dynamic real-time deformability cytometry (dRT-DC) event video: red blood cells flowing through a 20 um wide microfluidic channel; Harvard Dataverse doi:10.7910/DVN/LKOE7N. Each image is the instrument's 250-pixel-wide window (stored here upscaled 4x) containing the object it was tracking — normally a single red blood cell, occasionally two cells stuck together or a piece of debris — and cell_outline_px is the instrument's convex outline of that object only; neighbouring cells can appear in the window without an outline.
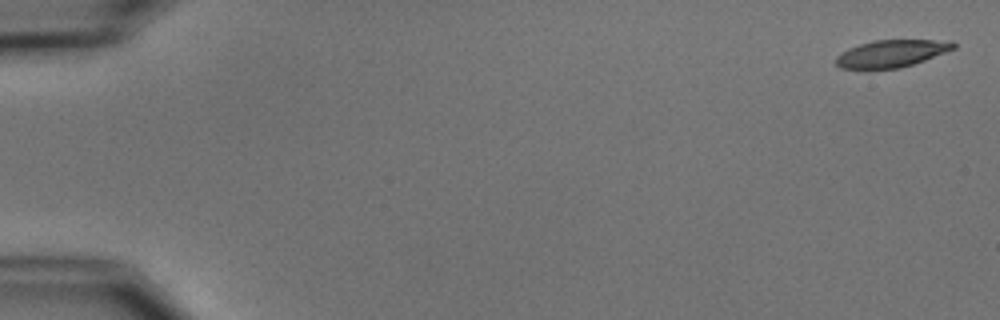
{"species": "common noctule bat (a hibernating species)", "species_latin": "Nyctalus noctula", "temperature_condition": "cold", "stored_images_in_passage": 5, "camera_frame_rate_fps": 3000, "um_per_image_px": 0.085, "animal": {"sex": "male", "body_mass_g": 15.6}, "frame": {"image": 1, "passage_image": 1, "time_ms": 0.0, "image_size_px": [1000, 320], "cell_outline_px": [[956, 48], [924, 60], [900, 68], [868, 72], [840, 68], [836, 64], [836, 56], [848, 48], [872, 40], [952, 40], [956, 44]], "centroid_in_image_um": [75.71, 4.59], "position_along_channel_um": 9.3, "area_um2": 19.36}}
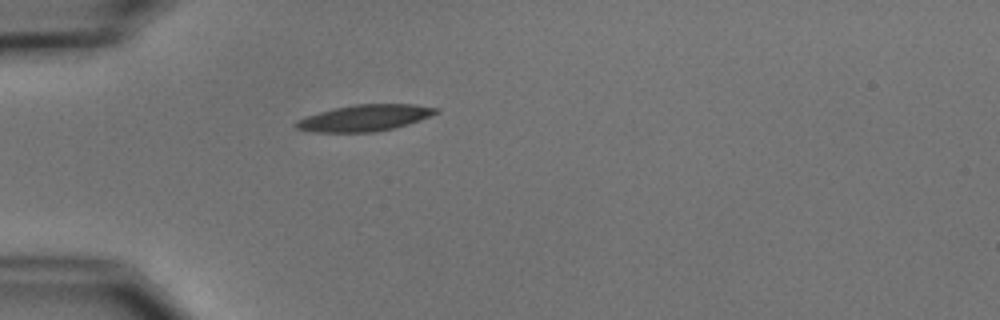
{"frame": {"image": 2, "passage_image": 5, "time_ms": 5.0, "image_size_px": [1000, 320], "cell_outline_px": [[440, 112], [420, 120], [396, 128], [372, 132], [312, 132], [296, 128], [292, 124], [296, 120], [304, 116], [332, 108], [356, 104], [416, 104], [440, 108]], "centroid_in_image_um": [30.98, 10.02], "position_along_channel_um": 54.0, "area_um2": 21.85}}